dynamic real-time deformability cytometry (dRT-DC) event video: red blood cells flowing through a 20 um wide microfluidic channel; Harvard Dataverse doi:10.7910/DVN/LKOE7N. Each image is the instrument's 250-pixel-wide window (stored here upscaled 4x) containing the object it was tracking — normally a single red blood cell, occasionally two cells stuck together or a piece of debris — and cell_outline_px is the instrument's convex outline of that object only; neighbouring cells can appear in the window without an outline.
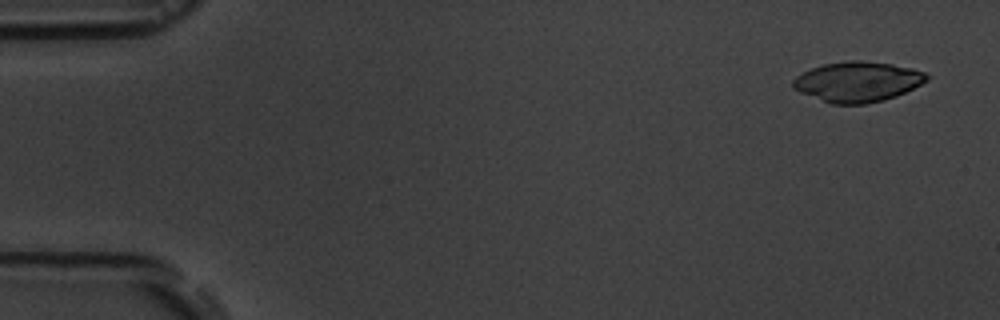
{"species": "common noctule bat (a hibernating species)", "species_latin": "Nyctalus noctula", "temperature_condition": "room temperature", "stored_images_in_passage": 4, "camera_frame_rate_fps": 3000, "um_per_image_px": 0.085, "animal": {"sex": "male", "body_mass_g": 19.5, "forearm_length_mm": 54.6}, "frame": {"image": 1, "passage_image": 1, "time_ms": 0.0, "image_size_px": [1000, 320], "cell_outline_px": [[928, 80], [896, 96], [884, 100], [864, 104], [832, 104], [800, 92], [792, 88], [792, 80], [796, 76], [812, 68], [824, 64], [848, 60], [860, 60], [892, 64], [912, 68], [924, 72], [928, 76]], "centroid_in_image_um": [72.88, 6.94], "position_along_channel_um": 12.1, "area_um2": 31.15}}